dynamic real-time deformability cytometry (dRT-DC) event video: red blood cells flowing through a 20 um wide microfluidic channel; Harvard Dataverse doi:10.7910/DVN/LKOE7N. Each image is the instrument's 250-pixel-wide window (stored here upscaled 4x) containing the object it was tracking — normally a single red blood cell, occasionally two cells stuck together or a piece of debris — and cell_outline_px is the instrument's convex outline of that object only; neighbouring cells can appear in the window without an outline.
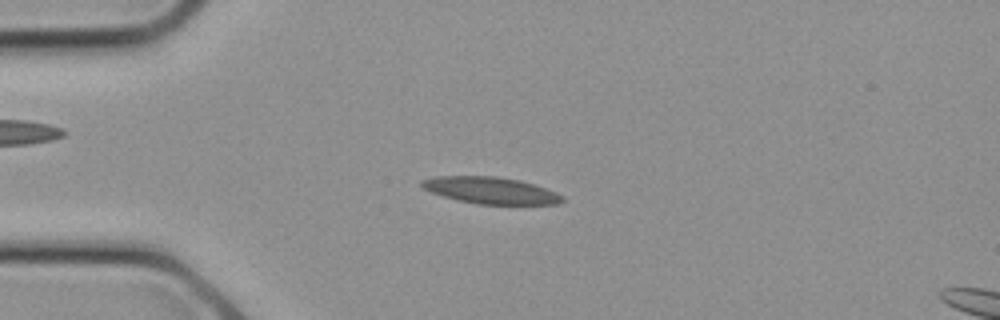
{"species": "common noctule bat (a hibernating species)", "species_latin": "Nyctalus noctula", "temperature_condition": "cold", "stored_images_in_passage": 5, "camera_frame_rate_fps": 3000, "um_per_image_px": 0.085, "animal": {"sex": "female", "body_mass_g": 21.9}, "frame": {"image": 1, "passage_image": 3, "time_ms": 0.667, "image_size_px": [1000, 320], "cell_outline_px": [[564, 200], [556, 204], [476, 204], [456, 200], [420, 188], [420, 180], [436, 176], [496, 176], [520, 180], [556, 192], [564, 196]], "centroid_in_image_um": [41.66, 16.18], "position_along_channel_um": 43.3, "area_um2": 21.91}}